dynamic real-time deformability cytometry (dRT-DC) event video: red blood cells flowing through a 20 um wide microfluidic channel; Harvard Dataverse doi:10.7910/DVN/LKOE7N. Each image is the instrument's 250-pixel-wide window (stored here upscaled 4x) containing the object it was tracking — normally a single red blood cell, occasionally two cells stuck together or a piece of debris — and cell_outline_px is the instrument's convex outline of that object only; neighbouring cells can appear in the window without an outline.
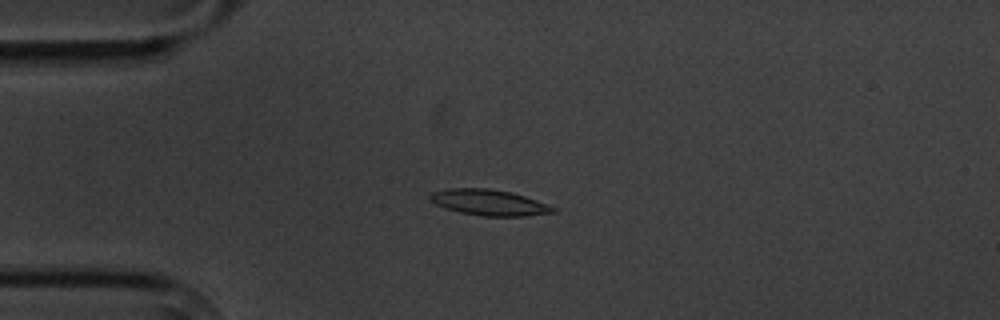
{"species": "common noctule bat (a hibernating species)", "species_latin": "Nyctalus noctula", "temperature_condition": "cold", "stored_images_in_passage": 7, "camera_frame_rate_fps": 3000, "um_per_image_px": 0.085, "animal": {"sex": "male", "body_mass_g": 20.1, "forearm_length_mm": 53.5}, "frame": {"image": 1, "passage_image": 4, "time_ms": 4.333, "image_size_px": [1000, 320], "cell_outline_px": [[556, 212], [528, 216], [480, 216], [460, 212], [444, 208], [428, 200], [428, 196], [432, 192], [452, 188], [488, 188], [508, 192], [524, 196], [536, 200], [556, 208]], "centroid_in_image_um": [41.54, 17.22], "position_along_channel_um": 43.5, "area_um2": 18.5}}
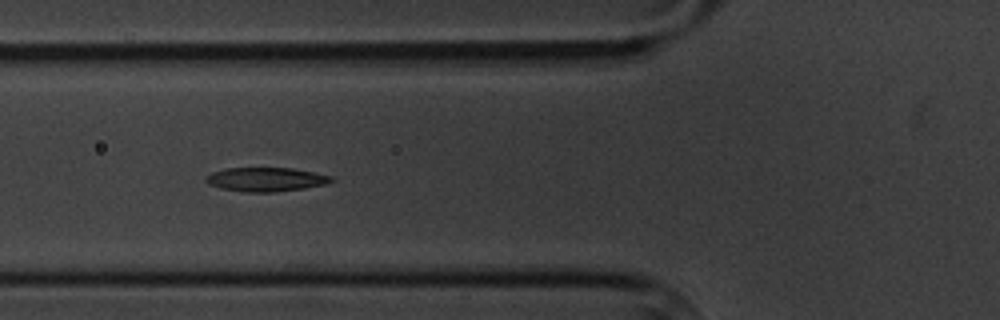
{"frame": {"image": 2, "passage_image": 6, "time_ms": 6.667, "image_size_px": [1000, 320], "cell_outline_px": [[336, 180], [328, 184], [304, 188], [272, 192], [244, 192], [220, 188], [208, 184], [204, 180], [204, 176], [212, 172], [224, 168], [292, 168], [332, 176]], "centroid_in_image_um": [22.58, 15.25], "position_along_channel_um": 103.2, "area_um2": 17.69}}
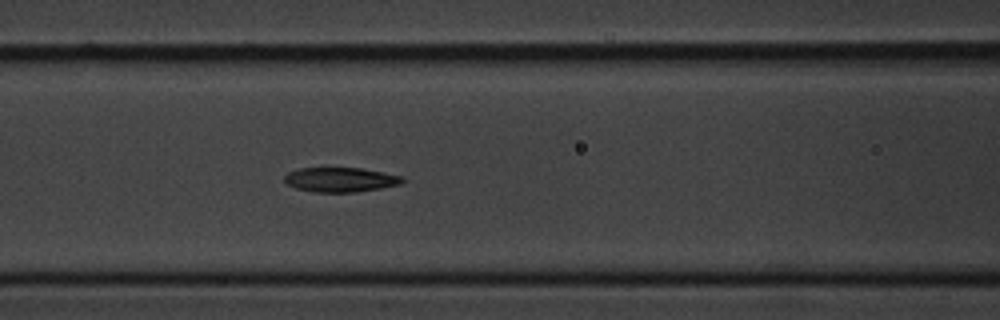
{"frame": {"image": 3, "passage_image": 7, "time_ms": 7.667, "image_size_px": [1000, 320], "cell_outline_px": [[408, 180], [400, 184], [380, 188], [356, 192], [316, 192], [296, 188], [288, 184], [284, 180], [284, 176], [288, 172], [300, 168], [360, 168], [404, 176]], "centroid_in_image_um": [28.98, 15.27], "position_along_channel_um": 137.6, "area_um2": 16.88}}